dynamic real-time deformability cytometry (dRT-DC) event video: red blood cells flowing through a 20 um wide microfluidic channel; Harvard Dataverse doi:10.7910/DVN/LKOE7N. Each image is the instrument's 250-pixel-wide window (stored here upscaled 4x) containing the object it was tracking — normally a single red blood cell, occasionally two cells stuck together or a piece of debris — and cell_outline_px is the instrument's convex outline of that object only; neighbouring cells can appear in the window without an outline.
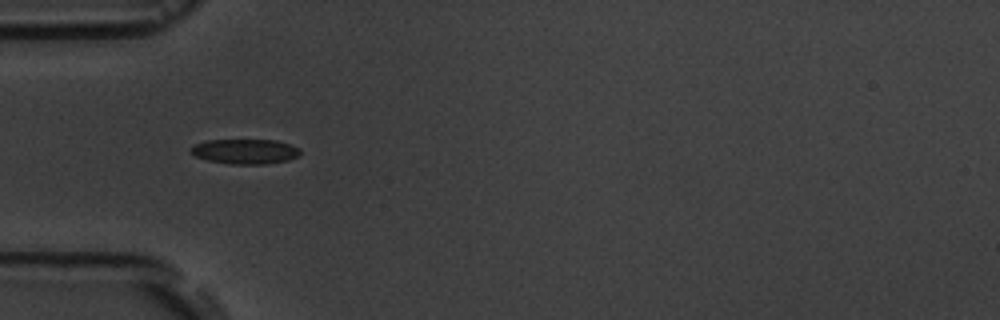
{"species": "common noctule bat (a hibernating species)", "species_latin": "Nyctalus noctula", "temperature_condition": "room temperature", "stored_images_in_passage": 6, "camera_frame_rate_fps": 3000, "um_per_image_px": 0.085, "animal": {"sex": "male", "body_mass_g": 19.5, "forearm_length_mm": 54.6}, "frame": {"image": 1, "passage_image": 5, "time_ms": 5.667, "image_size_px": [1000, 320], "cell_outline_px": [[300, 156], [288, 160], [264, 164], [228, 164], [208, 160], [196, 156], [188, 152], [188, 148], [204, 140], [276, 140], [300, 148]], "centroid_in_image_um": [20.8, 12.87], "position_along_channel_um": 64.2, "area_um2": 16.01}}
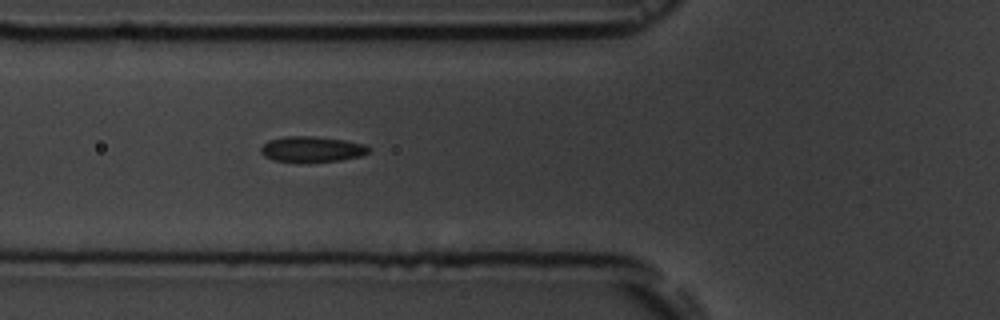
{"frame": {"image": 2, "passage_image": 6, "time_ms": 6.667, "image_size_px": [1000, 320], "cell_outline_px": [[372, 148], [368, 152], [360, 156], [340, 160], [272, 160], [264, 156], [260, 152], [260, 148], [268, 140], [284, 136], [312, 136], [344, 140], [364, 144]], "centroid_in_image_um": [26.5, 12.64], "position_along_channel_um": 99.3, "area_um2": 15.61}}